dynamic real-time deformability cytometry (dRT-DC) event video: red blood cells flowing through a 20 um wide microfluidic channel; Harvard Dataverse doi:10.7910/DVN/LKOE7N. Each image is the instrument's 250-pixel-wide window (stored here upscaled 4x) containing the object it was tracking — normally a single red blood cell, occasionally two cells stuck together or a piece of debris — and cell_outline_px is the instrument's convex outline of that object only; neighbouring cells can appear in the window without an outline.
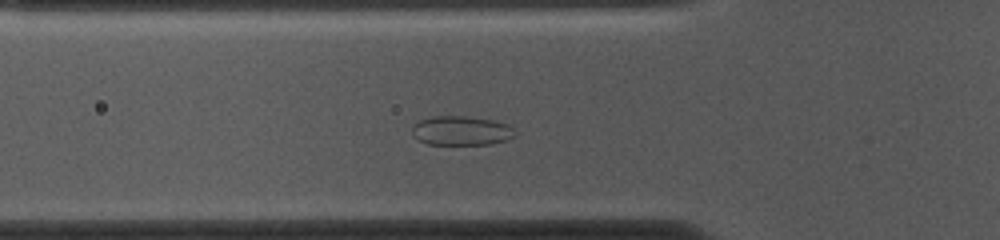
{"species": "common noctule bat (a hibernating species)", "species_latin": "Nyctalus noctula", "temperature_condition": "cold", "stored_images_in_passage": 51, "camera_frame_rate_fps": 3000, "um_per_image_px": 0.085, "animal": {"sex": "female", "body_mass_g": 10.0, "forearm_length_mm": 53.1}, "frame": {"image": 1, "passage_image": 15, "time_ms": 4.667, "image_size_px": [1000, 240], "cell_outline_px": [[516, 136], [508, 140], [492, 144], [428, 144], [416, 140], [412, 136], [412, 124], [420, 120], [432, 116], [464, 116], [492, 120], [508, 124], [516, 132]], "centroid_in_image_um": [39.19, 11.11], "position_along_channel_um": 86.6, "area_um2": 17.8}}
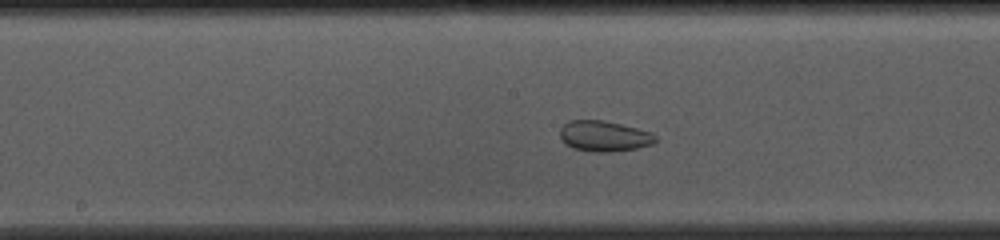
{"frame": {"image": 2, "passage_image": 24, "time_ms": 7.667, "image_size_px": [1000, 240], "cell_outline_px": [[660, 140], [652, 144], [636, 148], [612, 152], [592, 152], [572, 148], [564, 144], [560, 136], [560, 128], [568, 120], [604, 120], [652, 132]], "centroid_in_image_um": [51.34, 11.57], "position_along_channel_um": 196.9, "area_um2": 17.28}}
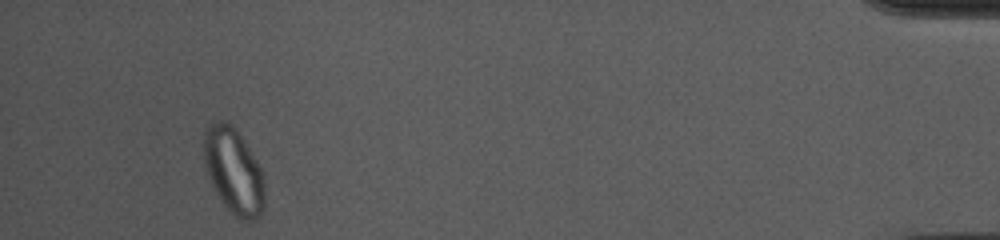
{"frame": {"image": 3, "passage_image": 48, "time_ms": 15.667, "image_size_px": [1000, 240], "cell_outline_px": [[264, 208], [260, 216], [256, 220], [240, 220], [220, 200], [208, 176], [204, 160], [204, 132], [208, 124], [216, 120], [224, 120], [232, 124], [236, 128], [256, 160], [264, 176]], "centroid_in_image_um": [19.86, 14.51], "position_along_channel_um": 415.3, "area_um2": 30.46}}